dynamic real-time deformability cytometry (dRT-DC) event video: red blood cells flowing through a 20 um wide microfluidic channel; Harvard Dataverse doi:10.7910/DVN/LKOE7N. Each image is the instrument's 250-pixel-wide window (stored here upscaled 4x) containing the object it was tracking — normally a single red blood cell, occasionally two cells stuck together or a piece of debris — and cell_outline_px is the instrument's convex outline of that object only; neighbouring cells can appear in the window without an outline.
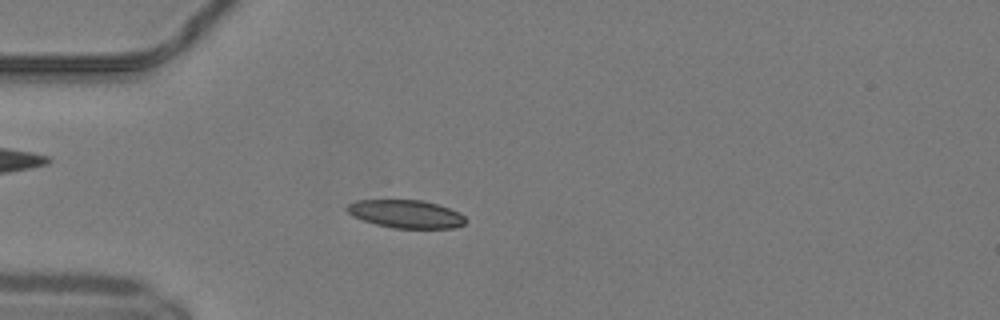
{"species": "common noctule bat (a hibernating species)", "species_latin": "Nyctalus noctula", "temperature_condition": "warm", "stored_images_in_passage": 40, "camera_frame_rate_fps": 3000, "um_per_image_px": 0.085, "animal": {"sex": "male", "body_mass_g": 19.2, "forearm_length_mm": 51.8}, "frame": {"image": 1, "passage_image": 5, "time_ms": 1.333, "image_size_px": [1000, 320], "cell_outline_px": [[468, 220], [464, 224], [452, 228], [392, 228], [376, 224], [352, 216], [344, 208], [348, 204], [356, 200], [420, 200], [436, 204], [460, 212]], "centroid_in_image_um": [34.5, 18.19], "position_along_channel_um": 50.5, "area_um2": 19.36}}
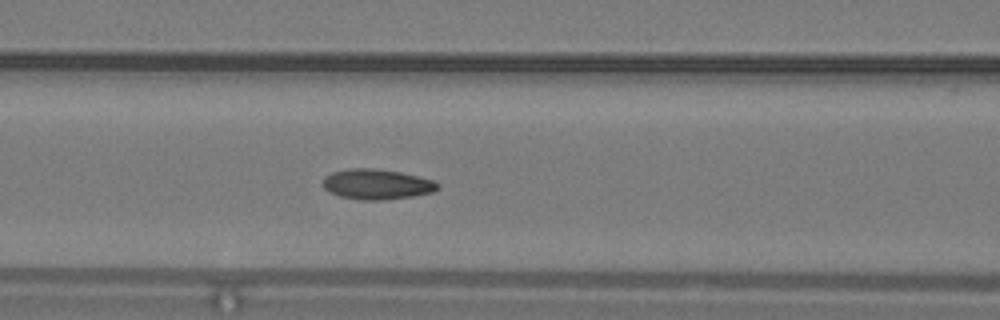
{"frame": {"image": 2, "passage_image": 12, "time_ms": 3.667, "image_size_px": [1000, 320], "cell_outline_px": [[440, 188], [432, 192], [412, 196], [384, 200], [360, 200], [340, 196], [328, 192], [324, 188], [324, 176], [332, 172], [348, 168], [372, 168], [400, 172], [436, 180], [440, 184]], "centroid_in_image_um": [32.05, 15.66], "position_along_channel_um": 134.6, "area_um2": 20.4}}
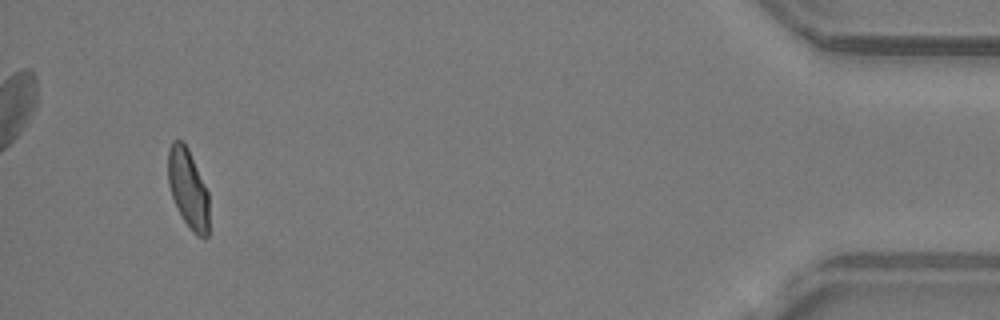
{"frame": {"image": 3, "passage_image": 38, "time_ms": 12.333, "image_size_px": [1000, 320], "cell_outline_px": [[208, 236], [204, 240], [196, 236], [192, 232], [184, 220], [172, 196], [168, 184], [168, 148], [172, 140], [184, 140], [188, 148], [208, 192]], "centroid_in_image_um": [15.99, 16.02], "position_along_channel_um": 419.2, "area_um2": 18.96}, "authors_computed_cell_mechanics": {"area_um2": 19.4786, "velocity_mm_per_s": 4.1557, "shape_relaxation_time_tau1_ms": 5.0256, "shape_relaxation_time_tau2_ms": 1.4489, "deformation_change_tau1": 0.1376, "deformation_change_tau2": 0.071}}